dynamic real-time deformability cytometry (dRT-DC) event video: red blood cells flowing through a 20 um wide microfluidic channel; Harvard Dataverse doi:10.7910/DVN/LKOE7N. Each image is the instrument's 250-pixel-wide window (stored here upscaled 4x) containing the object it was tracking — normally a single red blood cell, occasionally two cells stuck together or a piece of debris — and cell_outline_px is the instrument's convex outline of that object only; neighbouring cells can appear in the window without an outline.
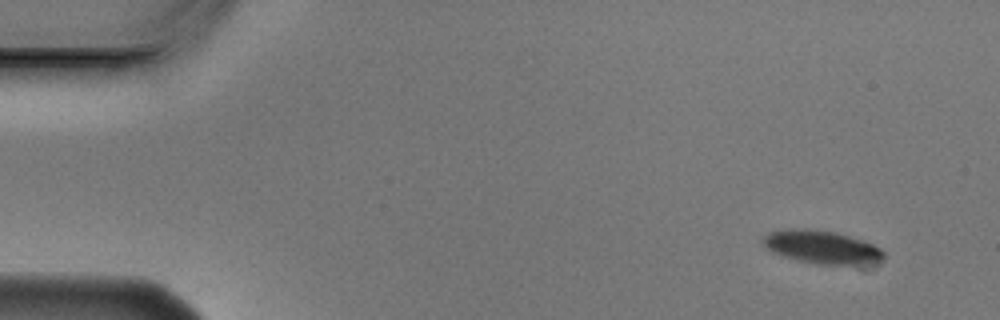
{"species": "Egyptian fruit bat (a non-hibernating species)", "species_latin": "Rousettus aegyptiacus", "temperature_condition": "cold", "stored_images_in_passage": 4, "camera_frame_rate_fps": 3000, "um_per_image_px": 0.085, "animal": {"sex": "male"}, "frame": {"image": 1, "passage_image": 1, "time_ms": 0.0, "image_size_px": [1000, 320], "cell_outline_px": [[884, 260], [876, 264], [820, 264], [800, 260], [784, 256], [768, 248], [764, 244], [764, 236], [768, 232], [792, 228], [812, 228], [836, 232], [864, 240], [884, 248]], "centroid_in_image_um": [69.97, 20.99], "position_along_channel_um": 15.0, "area_um2": 23.41}}
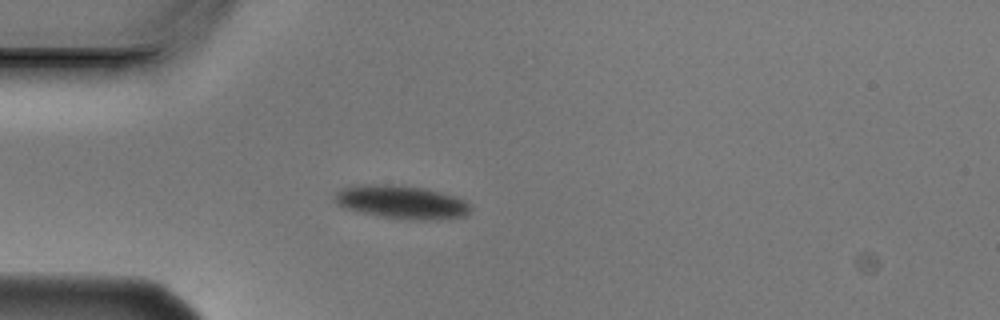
{"frame": {"image": 2, "passage_image": 4, "time_ms": 1.0, "image_size_px": [1000, 320], "cell_outline_px": [[472, 208], [464, 216], [428, 220], [412, 220], [380, 216], [348, 208], [332, 200], [332, 196], [340, 188], [356, 184], [392, 184], [424, 188], [456, 196], [472, 204]], "centroid_in_image_um": [34.13, 17.15], "position_along_channel_um": 50.9, "area_um2": 26.41}}